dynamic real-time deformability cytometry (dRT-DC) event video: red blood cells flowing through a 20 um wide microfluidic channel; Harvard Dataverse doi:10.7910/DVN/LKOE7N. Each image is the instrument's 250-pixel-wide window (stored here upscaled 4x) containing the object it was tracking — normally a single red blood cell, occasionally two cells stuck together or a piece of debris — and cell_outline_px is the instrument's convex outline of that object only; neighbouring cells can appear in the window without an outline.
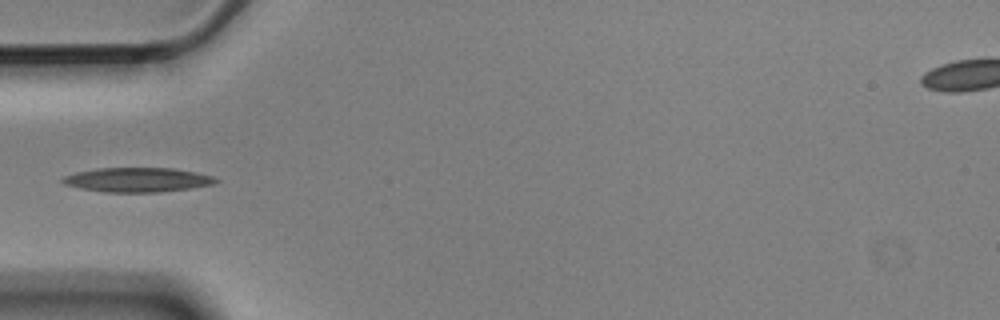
{"species": "Egyptian fruit bat (a non-hibernating species)", "species_latin": "Rousettus aegyptiacus", "temperature_condition": "cold", "stored_images_in_passage": 4, "camera_frame_rate_fps": 3000, "um_per_image_px": 0.085, "animal": {"sex": "male"}, "frame": {"image": 1, "passage_image": 4, "time_ms": 1.0, "image_size_px": [1000, 320], "cell_outline_px": [[220, 180], [212, 184], [192, 188], [160, 192], [108, 192], [80, 188], [64, 184], [60, 180], [64, 176], [76, 172], [96, 168], [176, 168], [196, 172], [212, 176]], "centroid_in_image_um": [11.69, 15.28], "position_along_channel_um": 73.3, "area_um2": 21.79}}